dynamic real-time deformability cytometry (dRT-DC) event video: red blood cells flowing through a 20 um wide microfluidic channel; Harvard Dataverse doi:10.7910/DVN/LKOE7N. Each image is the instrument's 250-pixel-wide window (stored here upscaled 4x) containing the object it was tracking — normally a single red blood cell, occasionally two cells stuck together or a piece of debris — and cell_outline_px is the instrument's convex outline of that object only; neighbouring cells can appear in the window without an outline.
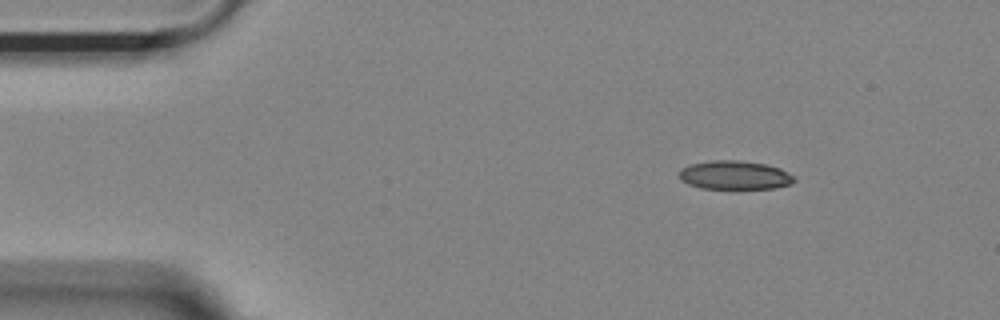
{"species": "Egyptian fruit bat (a non-hibernating species)", "species_latin": "Rousettus aegyptiacus", "temperature_condition": "room temperature", "stored_images_in_passage": 52, "camera_frame_rate_fps": 3000, "um_per_image_px": 0.085, "animal": {"sex": "female"}, "frame": {"image": 1, "passage_image": 6, "time_ms": 1.667, "image_size_px": [1000, 320], "cell_outline_px": [[796, 180], [792, 184], [776, 188], [700, 188], [688, 184], [680, 180], [680, 168], [692, 164], [712, 160], [736, 160], [764, 164], [780, 168], [792, 176]], "centroid_in_image_um": [62.44, 14.89], "position_along_channel_um": 22.6, "area_um2": 19.07}}
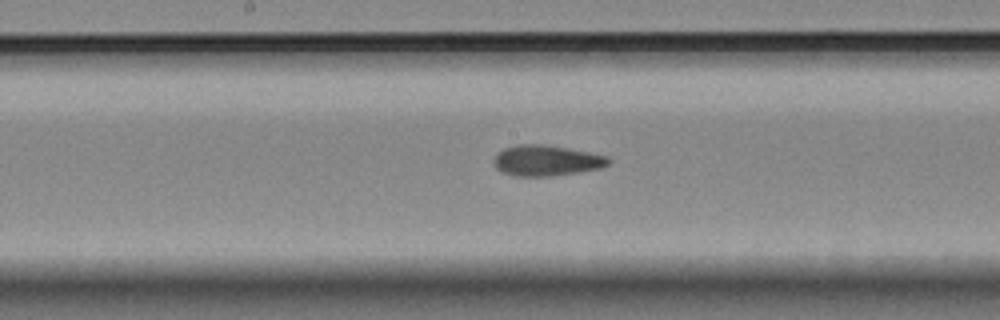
{"frame": {"image": 2, "passage_image": 26, "time_ms": 8.333, "image_size_px": [1000, 320], "cell_outline_px": [[612, 160], [608, 164], [600, 168], [552, 176], [512, 176], [500, 172], [496, 168], [492, 160], [504, 148], [516, 144], [544, 144], [568, 148], [608, 156]], "centroid_in_image_um": [46.42, 13.64], "position_along_channel_um": 201.8, "area_um2": 20.58}}
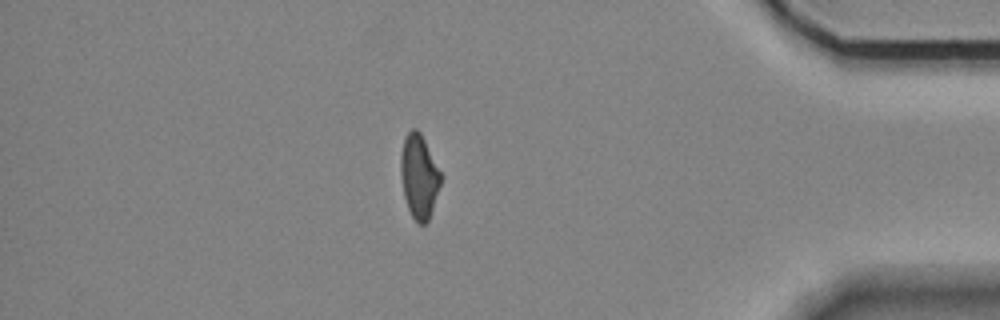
{"frame": {"image": 3, "passage_image": 45, "time_ms": 14.667, "image_size_px": [1000, 320], "cell_outline_px": [[440, 184], [428, 220], [424, 224], [420, 224], [412, 216], [408, 208], [404, 196], [400, 172], [400, 156], [404, 140], [408, 132], [412, 128], [416, 128], [420, 132], [440, 172]], "centroid_in_image_um": [35.59, 14.98], "position_along_channel_um": 399.6, "area_um2": 19.02}, "authors_computed_cell_mechanics": {"area_um2": 20.0566, "velocity_mm_per_s": 3.7074, "shape_relaxation_time_tau1_ms": null, "shape_relaxation_time_tau2_ms": 2.4257, "deformation_change_tau1": null, "deformation_change_tau2": 0.0931}}